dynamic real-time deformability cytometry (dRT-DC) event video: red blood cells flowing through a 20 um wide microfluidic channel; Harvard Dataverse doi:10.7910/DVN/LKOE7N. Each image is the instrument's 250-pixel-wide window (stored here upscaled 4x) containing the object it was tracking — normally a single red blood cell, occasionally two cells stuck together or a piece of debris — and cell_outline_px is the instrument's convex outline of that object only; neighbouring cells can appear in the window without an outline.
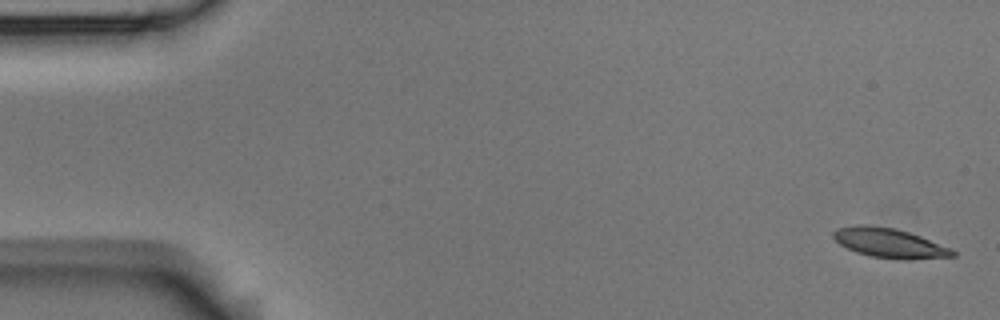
{"species": "Egyptian fruit bat (a non-hibernating species)", "species_latin": "Rousettus aegyptiacus", "temperature_condition": "room temperature", "stored_images_in_passage": 4, "camera_frame_rate_fps": 3000, "um_per_image_px": 0.085, "animal": {"sex": "male"}, "frame": {"image": 1, "passage_image": 1, "time_ms": 0.0, "image_size_px": [1000, 320], "cell_outline_px": [[956, 256], [912, 260], [896, 260], [872, 256], [856, 252], [840, 244], [832, 236], [832, 232], [836, 228], [856, 224], [868, 224], [896, 228], [920, 236], [952, 248], [956, 252]], "centroid_in_image_um": [75.61, 20.65], "position_along_channel_um": 9.4, "area_um2": 20.87}}
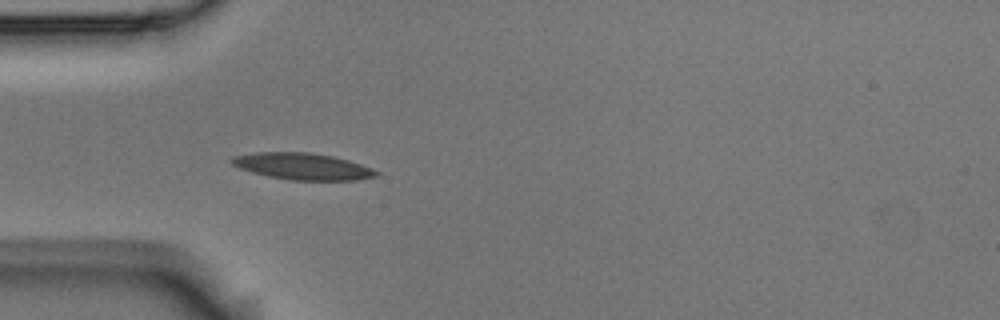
{"frame": {"image": 2, "passage_image": 4, "time_ms": 1.0, "image_size_px": [1000, 320], "cell_outline_px": [[380, 176], [356, 180], [292, 180], [268, 176], [252, 172], [240, 168], [232, 164], [228, 160], [232, 156], [252, 152], [312, 152], [332, 156], [348, 160], [372, 168], [380, 172]], "centroid_in_image_um": [25.72, 14.13], "position_along_channel_um": 59.3, "area_um2": 22.6}}